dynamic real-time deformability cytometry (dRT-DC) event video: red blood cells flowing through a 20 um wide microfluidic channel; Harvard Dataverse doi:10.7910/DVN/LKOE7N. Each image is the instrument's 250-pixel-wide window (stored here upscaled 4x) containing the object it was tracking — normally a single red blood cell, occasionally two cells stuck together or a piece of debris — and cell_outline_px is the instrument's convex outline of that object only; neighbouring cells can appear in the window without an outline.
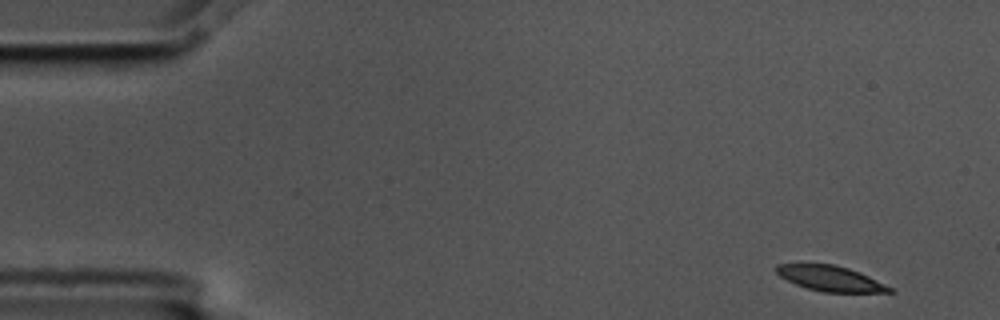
{"species": "common noctule bat (a hibernating species)", "species_latin": "Nyctalus noctula", "temperature_condition": "cold", "stored_images_in_passage": 5, "camera_frame_rate_fps": 3000, "um_per_image_px": 0.085, "animal": {"sex": "male", "body_mass_g": 17.5, "forearm_length_mm": 52.3}, "frame": {"image": 1, "passage_image": 1, "time_ms": 0.0, "image_size_px": [1000, 320], "cell_outline_px": [[896, 292], [824, 292], [808, 288], [796, 284], [780, 276], [772, 268], [776, 264], [832, 264], [848, 268], [860, 272], [892, 288]], "centroid_in_image_um": [70.55, 23.66], "position_along_channel_um": 14.4, "area_um2": 16.53}}
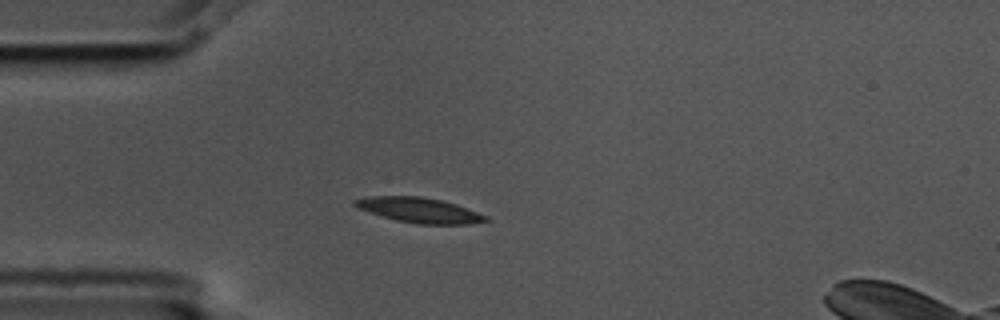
{"frame": {"image": 2, "passage_image": 4, "time_ms": 1.0, "image_size_px": [1000, 320], "cell_outline_px": [[492, 220], [468, 224], [416, 224], [396, 220], [360, 208], [352, 204], [352, 200], [368, 196], [420, 196], [440, 200], [456, 204], [488, 216]], "centroid_in_image_um": [35.68, 17.86], "position_along_channel_um": 49.3, "area_um2": 18.96}}